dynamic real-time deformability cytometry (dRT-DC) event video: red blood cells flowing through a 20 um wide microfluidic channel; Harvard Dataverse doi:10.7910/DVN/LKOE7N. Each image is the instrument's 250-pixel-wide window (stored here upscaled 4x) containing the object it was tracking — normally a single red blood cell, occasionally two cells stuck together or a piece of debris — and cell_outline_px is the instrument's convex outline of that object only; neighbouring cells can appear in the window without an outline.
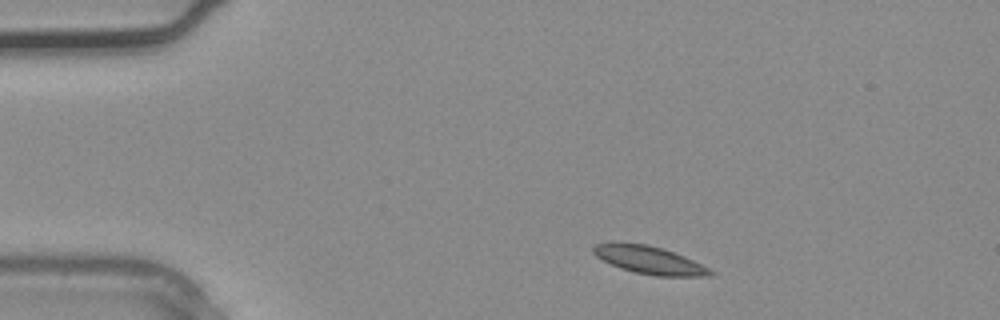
{"species": "common noctule bat (a hibernating species)", "species_latin": "Nyctalus noctula", "temperature_condition": "warm", "stored_images_in_passage": 4, "camera_frame_rate_fps": 3000, "um_per_image_px": 0.085, "animal": {"sex": "male", "body_mass_g": 20.4}, "frame": {"image": 1, "passage_image": 4, "time_ms": 1.0, "image_size_px": [1000, 320], "cell_outline_px": [[716, 272], [712, 276], [656, 276], [636, 272], [620, 268], [596, 256], [592, 252], [592, 248], [596, 244], [612, 240], [648, 244], [664, 248], [684, 256]], "centroid_in_image_um": [55.15, 22.06], "position_along_channel_um": 29.8, "area_um2": 19.25}}